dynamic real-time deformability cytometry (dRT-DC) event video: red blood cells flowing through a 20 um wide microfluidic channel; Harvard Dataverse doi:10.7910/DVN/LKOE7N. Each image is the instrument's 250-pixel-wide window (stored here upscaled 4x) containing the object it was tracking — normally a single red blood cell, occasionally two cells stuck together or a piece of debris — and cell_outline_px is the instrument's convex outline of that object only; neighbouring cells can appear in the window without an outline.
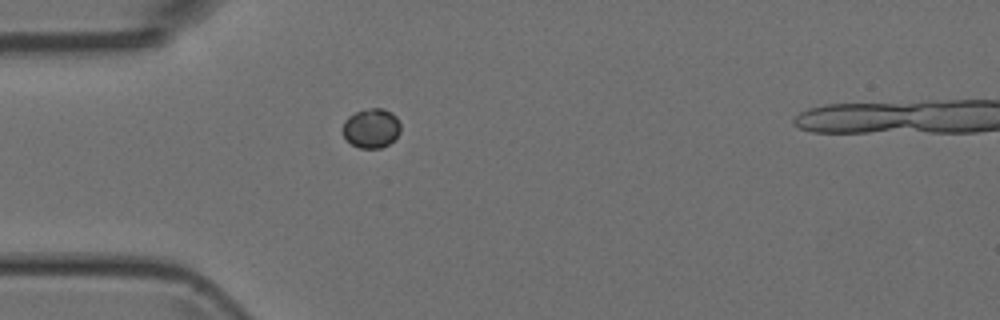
{"species": "Egyptian fruit bat (a non-hibernating species)", "species_latin": "Rousettus aegyptiacus", "temperature_condition": "room temperature", "stored_images_in_passage": 5, "camera_frame_rate_fps": 3000, "um_per_image_px": 0.085, "animal": {"sex": "female"}, "frame": {"image": 1, "passage_image": 5, "time_ms": 4.667, "image_size_px": [1000, 320], "cell_outline_px": [[400, 132], [388, 144], [380, 148], [360, 148], [352, 144], [344, 136], [344, 120], [348, 116], [356, 112], [372, 108], [384, 108], [392, 112], [396, 116], [400, 124]], "centroid_in_image_um": [31.58, 10.88], "position_along_channel_um": 53.4, "area_um2": 13.12}}